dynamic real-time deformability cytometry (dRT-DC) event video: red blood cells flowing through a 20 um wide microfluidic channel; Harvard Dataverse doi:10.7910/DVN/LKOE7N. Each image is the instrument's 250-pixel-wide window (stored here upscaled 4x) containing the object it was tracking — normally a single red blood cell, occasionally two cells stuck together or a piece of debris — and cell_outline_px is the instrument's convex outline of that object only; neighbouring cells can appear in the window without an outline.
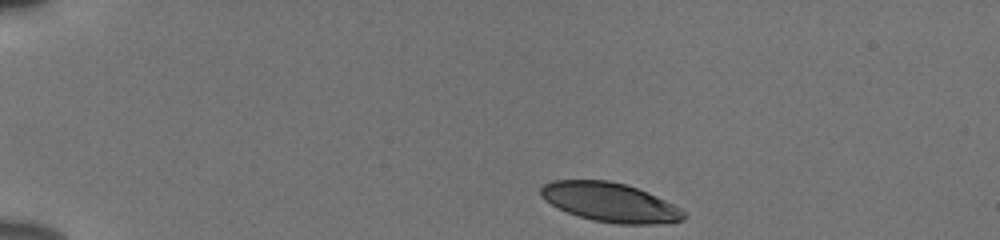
{"species": "human", "species_latin": "Homo sapiens", "temperature_condition": "cold", "stored_images_in_passage": 44, "camera_frame_rate_fps": 3000, "um_per_image_px": 0.085, "donor": {"sex": "male"}, "frame": {"image": 1, "passage_image": 1, "time_ms": 0.0, "image_size_px": [1000, 240], "cell_outline_px": [[688, 216], [684, 220], [672, 224], [616, 224], [592, 220], [568, 212], [544, 200], [540, 196], [540, 188], [544, 184], [552, 180], [608, 180], [624, 184], [648, 192], [680, 208]], "centroid_in_image_um": [51.89, 17.21], "position_along_channel_um": 33.1, "area_um2": 32.71}}
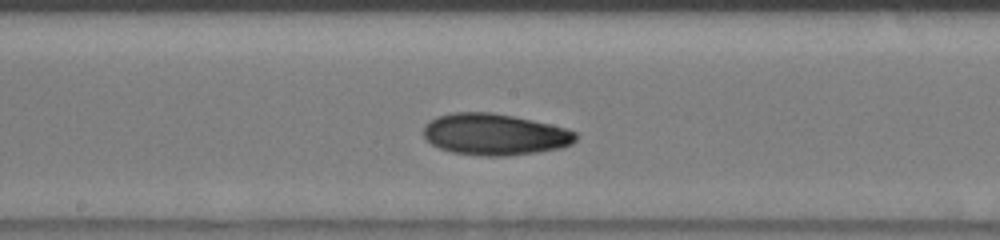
{"frame": {"image": 2, "passage_image": 21, "time_ms": 6.667, "image_size_px": [1000, 240], "cell_outline_px": [[576, 140], [572, 144], [560, 148], [536, 152], [504, 156], [480, 156], [452, 152], [440, 148], [432, 144], [424, 136], [424, 124], [428, 120], [436, 116], [452, 112], [492, 112], [532, 120], [568, 128], [576, 132]], "centroid_in_image_um": [42.03, 11.41], "position_along_channel_um": 206.2, "area_um2": 36.93}}
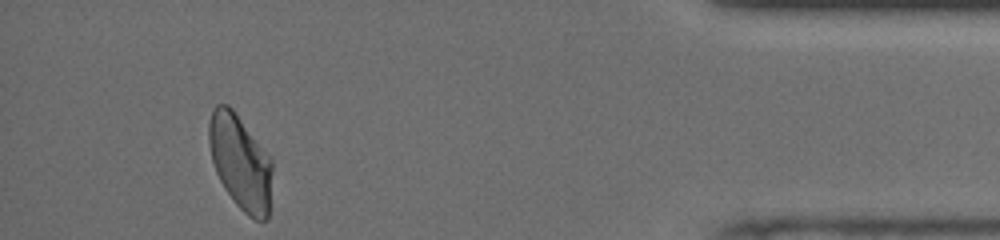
{"frame": {"image": 3, "passage_image": 41, "time_ms": 13.333, "image_size_px": [1000, 240], "cell_outline_px": [[272, 172], [268, 220], [256, 220], [248, 216], [236, 204], [224, 188], [216, 172], [212, 160], [208, 140], [208, 124], [212, 108], [216, 104], [228, 104], [232, 108], [272, 160]], "centroid_in_image_um": [20.41, 13.79], "position_along_channel_um": 414.8, "area_um2": 34.85}, "authors_computed_cell_mechanics": {"area_um2": 35.3736, "velocity_mm_per_s": 3.8308, "shape_relaxation_time_tau1_ms": 6.1791, "shape_relaxation_time_tau2_ms": 5.1678, "deformation_change_tau1": 0.1642, "deformation_change_tau2": 0.1105}}